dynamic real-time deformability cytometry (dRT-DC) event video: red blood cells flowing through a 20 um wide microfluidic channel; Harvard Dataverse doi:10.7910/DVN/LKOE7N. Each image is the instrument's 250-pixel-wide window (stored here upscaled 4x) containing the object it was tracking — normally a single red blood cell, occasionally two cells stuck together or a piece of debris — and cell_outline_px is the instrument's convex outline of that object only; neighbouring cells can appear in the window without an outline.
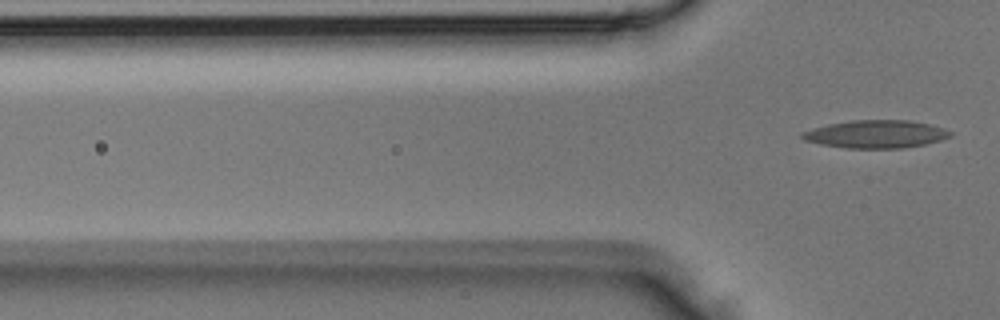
{"species": "Egyptian fruit bat (a non-hibernating species)", "species_latin": "Rousettus aegyptiacus", "temperature_condition": "room temperature", "stored_images_in_passage": 4, "camera_frame_rate_fps": 3000, "um_per_image_px": 0.085, "animal": {"sex": "male"}, "frame": {"image": 1, "passage_image": 4, "time_ms": 1.0, "image_size_px": [1000, 320], "cell_outline_px": [[952, 136], [940, 140], [924, 144], [904, 148], [848, 148], [820, 144], [804, 140], [800, 136], [800, 132], [812, 128], [828, 124], [852, 120], [912, 120], [928, 124], [952, 132]], "centroid_in_image_um": [74.41, 11.4], "position_along_channel_um": 51.4, "area_um2": 23.99}}